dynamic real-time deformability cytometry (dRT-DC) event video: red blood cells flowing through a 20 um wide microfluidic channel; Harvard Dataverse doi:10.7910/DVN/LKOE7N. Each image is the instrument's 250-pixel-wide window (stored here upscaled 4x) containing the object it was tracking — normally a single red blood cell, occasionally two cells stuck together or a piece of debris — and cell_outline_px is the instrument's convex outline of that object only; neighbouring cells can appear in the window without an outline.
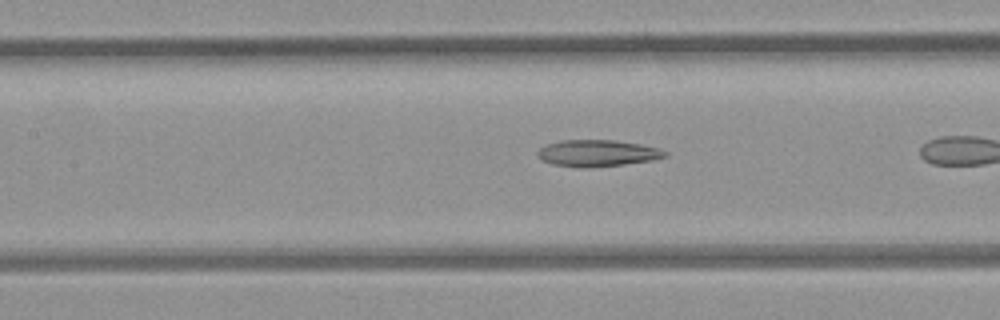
{"species": "common noctule bat (a hibernating species)", "species_latin": "Nyctalus noctula", "temperature_condition": "room temperature", "stored_images_in_passage": 17, "camera_frame_rate_fps": 3000, "um_per_image_px": 0.085, "animal": {"sex": "female", "body_mass_g": 21.9}, "frame": {"image": 1, "passage_image": 10, "time_ms": 3.0, "image_size_px": [1000, 320], "cell_outline_px": [[668, 156], [652, 160], [624, 164], [588, 168], [584, 168], [552, 164], [540, 160], [536, 156], [536, 152], [544, 144], [560, 140], [616, 140], [640, 144], [656, 148], [668, 152]], "centroid_in_image_um": [50.72, 13.02], "position_along_channel_um": 156.7, "area_um2": 19.94}}